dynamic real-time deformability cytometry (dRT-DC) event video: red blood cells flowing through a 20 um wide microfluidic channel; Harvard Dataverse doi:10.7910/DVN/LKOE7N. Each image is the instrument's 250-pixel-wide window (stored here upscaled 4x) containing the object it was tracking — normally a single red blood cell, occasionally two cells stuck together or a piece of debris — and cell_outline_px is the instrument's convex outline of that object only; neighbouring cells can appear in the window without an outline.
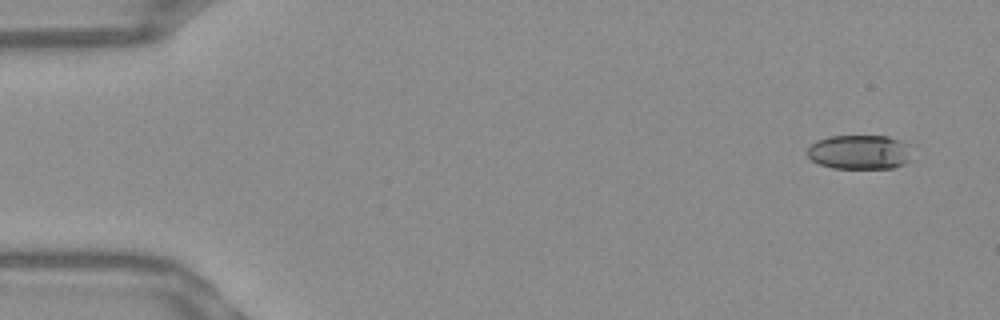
{"species": "Egyptian fruit bat (a non-hibernating species)", "species_latin": "Rousettus aegyptiacus", "temperature_condition": "warm", "stored_images_in_passage": 51, "camera_frame_rate_fps": 3000, "um_per_image_px": 0.085, "frame": {"image": 1, "passage_image": 1, "time_ms": 0.0, "image_size_px": [1000, 320], "cell_outline_px": [[912, 160], [904, 164], [892, 168], [832, 168], [820, 164], [812, 160], [808, 156], [808, 148], [816, 140], [828, 136], [888, 136], [900, 140], [908, 144]], "centroid_in_image_um": [73.09, 12.92], "position_along_channel_um": 11.9, "area_um2": 21.1}}
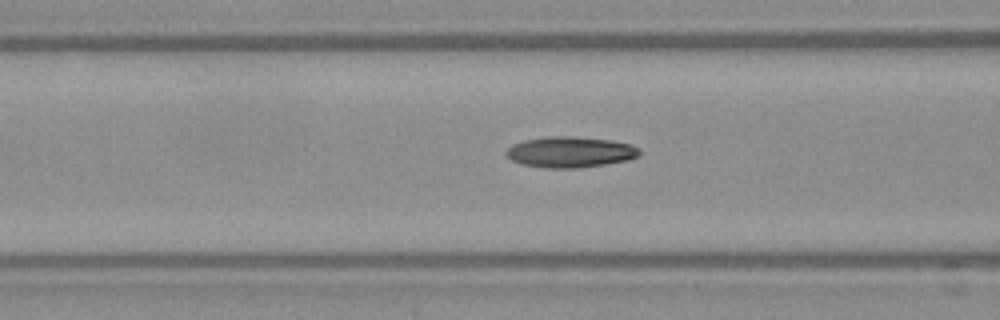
{"frame": {"image": 2, "passage_image": 19, "time_ms": 6.0, "image_size_px": [1000, 320], "cell_outline_px": [[640, 156], [628, 160], [580, 168], [544, 168], [520, 164], [504, 156], [504, 152], [512, 144], [524, 140], [548, 136], [572, 136], [608, 140], [632, 144], [640, 148]], "centroid_in_image_um": [48.44, 12.93], "position_along_channel_um": 118.2, "area_um2": 24.22}}
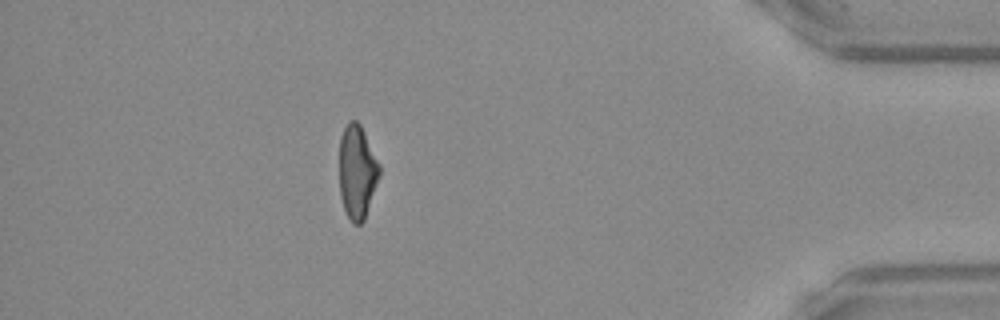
{"frame": {"image": 3, "passage_image": 45, "time_ms": 14.667, "image_size_px": [1000, 320], "cell_outline_px": [[380, 176], [364, 220], [360, 224], [352, 224], [344, 208], [340, 196], [340, 136], [348, 120], [356, 120], [360, 124], [380, 164]], "centroid_in_image_um": [30.36, 14.6], "position_along_channel_um": 404.8, "area_um2": 21.91}, "authors_computed_cell_mechanics": {"area_um2": 22.831, "velocity_mm_per_s": 3.8504, "shape_relaxation_time_tau1_ms": 10.1151, "shape_relaxation_time_tau2_ms": 2.4812, "deformation_change_tau1": 0.259, "deformation_change_tau2": 0.1063}}